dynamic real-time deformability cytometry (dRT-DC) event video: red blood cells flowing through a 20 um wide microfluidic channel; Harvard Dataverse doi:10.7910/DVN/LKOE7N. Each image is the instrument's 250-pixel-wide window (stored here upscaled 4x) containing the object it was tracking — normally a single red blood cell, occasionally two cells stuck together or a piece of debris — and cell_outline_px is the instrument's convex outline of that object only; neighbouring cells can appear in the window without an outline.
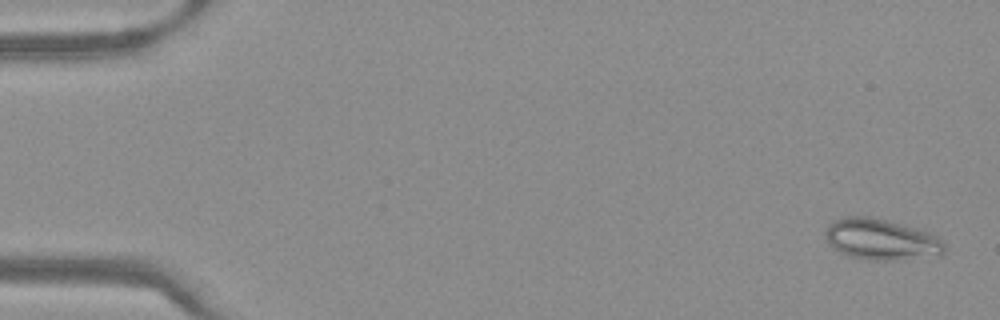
{"species": "Egyptian fruit bat (a non-hibernating species)", "species_latin": "Rousettus aegyptiacus", "temperature_condition": "warm", "stored_images_in_passage": 50, "camera_frame_rate_fps": 3000, "um_per_image_px": 0.085, "frame": {"image": 1, "passage_image": 2, "time_ms": 0.333, "image_size_px": [1000, 320], "cell_outline_px": [[944, 256], [896, 260], [884, 260], [852, 256], [828, 244], [824, 236], [824, 232], [828, 224], [844, 216], [868, 216], [916, 228], [928, 232], [944, 240]], "centroid_in_image_um": [74.95, 20.35], "position_along_channel_um": 10.1, "area_um2": 28.26}}
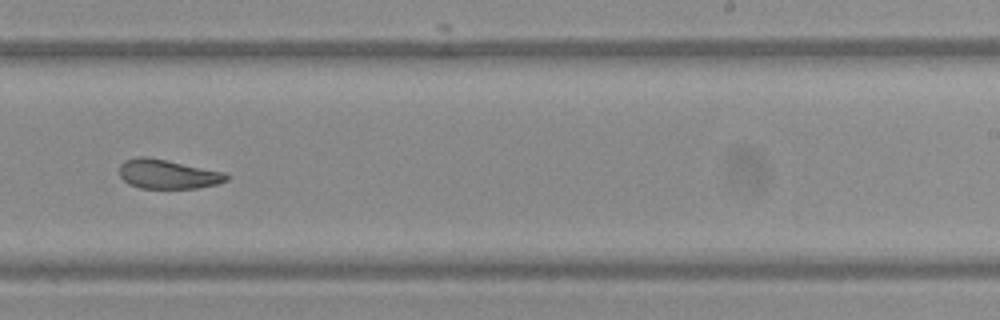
{"frame": {"image": 2, "passage_image": 32, "time_ms": 10.333, "image_size_px": [1000, 320], "cell_outline_px": [[228, 180], [216, 184], [196, 188], [140, 188], [128, 184], [120, 176], [120, 164], [124, 160], [136, 156], [144, 156], [228, 172]], "centroid_in_image_um": [14.26, 14.79], "position_along_channel_um": 274.7, "area_um2": 18.32}}
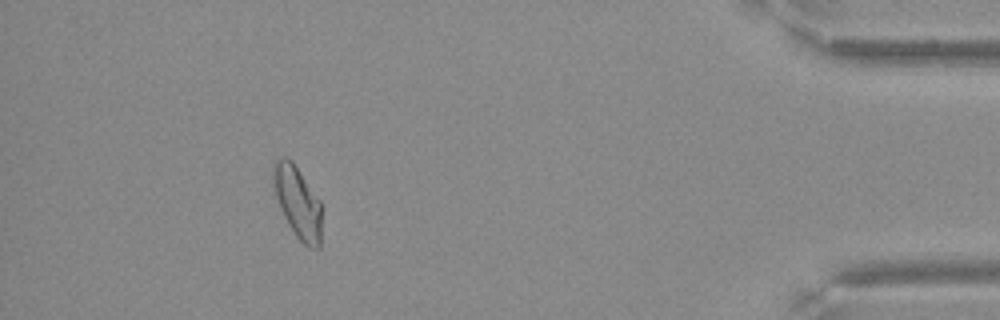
{"frame": {"image": 3, "passage_image": 46, "time_ms": 15.0, "image_size_px": [1000, 320], "cell_outline_px": [[320, 248], [308, 248], [296, 236], [288, 224], [280, 208], [272, 188], [272, 164], [280, 156], [288, 156], [292, 160], [320, 200]], "centroid_in_image_um": [25.25, 17.13], "position_along_channel_um": 409.9, "area_um2": 20.46}}